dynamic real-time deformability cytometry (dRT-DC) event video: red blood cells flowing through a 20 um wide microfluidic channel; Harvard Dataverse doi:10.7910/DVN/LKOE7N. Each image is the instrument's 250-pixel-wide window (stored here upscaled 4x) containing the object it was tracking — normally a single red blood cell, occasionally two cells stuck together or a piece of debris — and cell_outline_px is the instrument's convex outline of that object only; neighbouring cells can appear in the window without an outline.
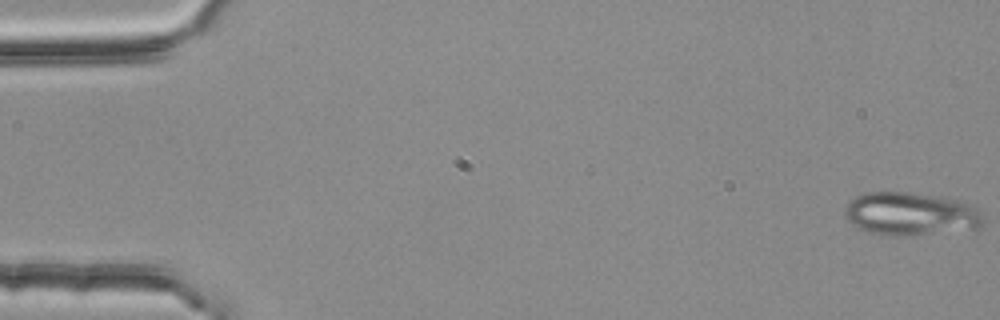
{"species": "common noctule bat (a hibernating species)", "species_latin": "Nyctalus noctula", "temperature_condition": "room temperature", "stored_images_in_passage": 4, "camera_frame_rate_fps": 3000, "um_per_image_px": 0.085, "animal": {"sex": "female", "body_mass_g": 25.1}, "frame": {"image": 1, "passage_image": 1, "time_ms": 0.0, "image_size_px": [1000, 320], "cell_outline_px": [[984, 224], [980, 228], [904, 236], [888, 236], [868, 232], [852, 224], [844, 216], [844, 212], [848, 200], [864, 192], [908, 192], [940, 196], [956, 200], [968, 204], [976, 208], [984, 216]], "centroid_in_image_um": [77.38, 18.18], "position_along_channel_um": 7.6, "area_um2": 35.03}}